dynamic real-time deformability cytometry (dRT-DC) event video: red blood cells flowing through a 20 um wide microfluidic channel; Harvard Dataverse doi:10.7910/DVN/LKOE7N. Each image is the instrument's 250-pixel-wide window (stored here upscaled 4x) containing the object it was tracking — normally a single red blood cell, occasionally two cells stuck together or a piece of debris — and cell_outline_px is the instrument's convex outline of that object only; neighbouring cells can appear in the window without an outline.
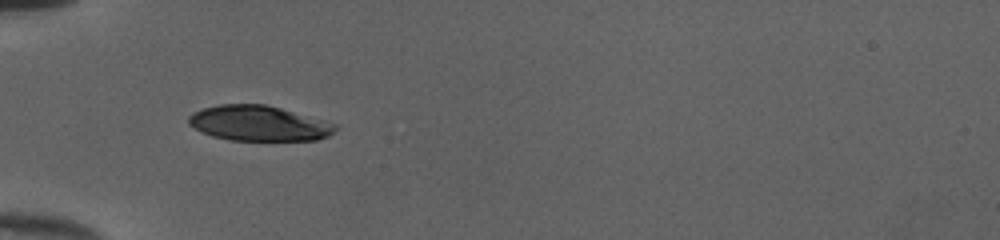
{"species": "human", "species_latin": "Homo sapiens", "temperature_condition": "cold", "stored_images_in_passage": 34, "camera_frame_rate_fps": 3000, "um_per_image_px": 0.085, "donor": {"sex": "female"}, "frame": {"image": 1, "passage_image": 1, "time_ms": 0.0, "image_size_px": [1000, 240], "cell_outline_px": [[336, 128], [328, 136], [316, 140], [232, 140], [212, 136], [188, 124], [188, 116], [192, 112], [204, 108], [220, 104], [264, 104], [280, 108], [336, 124]], "centroid_in_image_um": [21.96, 10.48], "position_along_channel_um": 63.0, "area_um2": 29.71}}
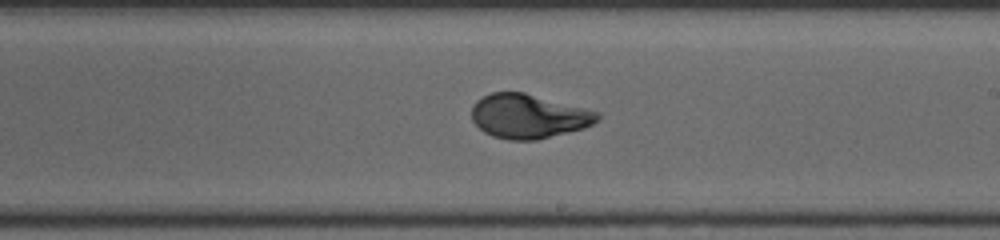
{"frame": {"image": 2, "passage_image": 15, "time_ms": 4.667, "image_size_px": [1000, 240], "cell_outline_px": [[600, 120], [584, 128], [536, 140], [508, 140], [492, 136], [484, 132], [472, 120], [472, 104], [476, 100], [492, 92], [524, 92], [600, 112]], "centroid_in_image_um": [44.92, 9.88], "position_along_channel_um": 244.1, "area_um2": 32.43}}
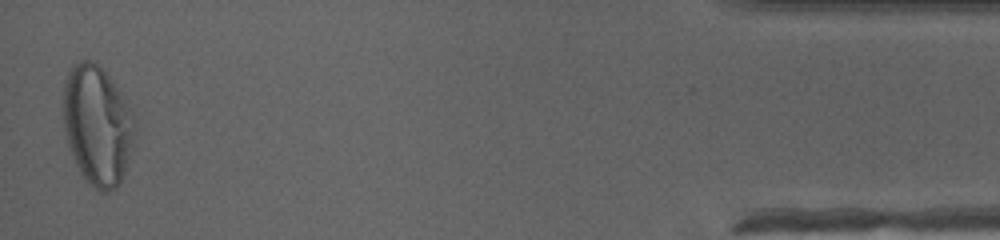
{"frame": {"image": 3, "passage_image": 34, "time_ms": 11.0, "image_size_px": [1000, 240], "cell_outline_px": [[136, 132], [132, 148], [124, 176], [120, 184], [116, 188], [108, 192], [100, 192], [84, 180], [76, 164], [68, 144], [64, 128], [64, 80], [72, 64], [80, 60], [92, 60], [108, 76], [132, 112], [136, 120]], "centroid_in_image_um": [8.28, 10.69], "position_along_channel_um": 426.9, "area_um2": 49.88}, "authors_computed_cell_mechanics": {"area_um2": 32.9749, "velocity_mm_per_s": 4.03, "shape_relaxation_time_tau1_ms": 3.7188, "shape_relaxation_time_tau2_ms": null, "deformation_change_tau1": 0.1864, "deformation_change_tau2": null}}